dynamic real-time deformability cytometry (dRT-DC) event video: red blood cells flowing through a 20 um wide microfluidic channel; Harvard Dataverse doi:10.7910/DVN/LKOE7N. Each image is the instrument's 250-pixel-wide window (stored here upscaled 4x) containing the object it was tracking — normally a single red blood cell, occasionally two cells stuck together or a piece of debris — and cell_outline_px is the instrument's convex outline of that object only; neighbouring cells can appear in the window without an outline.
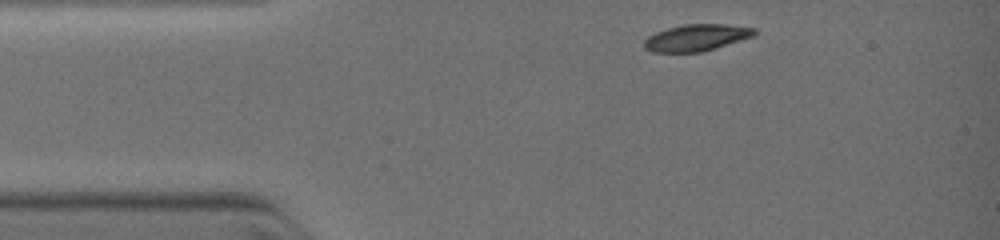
{"species": "common noctule bat (a hibernating species)", "species_latin": "Nyctalus noctula", "temperature_condition": "warm", "stored_images_in_passage": 2, "camera_frame_rate_fps": 3000, "um_per_image_px": 0.085, "animal": {"sex": "female", "body_mass_g": 19.0, "forearm_length_mm": 51.5}, "frame": {"image": 1, "passage_image": 1, "time_ms": 0.0, "image_size_px": [1000, 240], "cell_outline_px": [[756, 32], [752, 36], [716, 48], [700, 52], [652, 52], [644, 48], [644, 40], [648, 36], [656, 32], [668, 28], [684, 24], [724, 24], [756, 28]], "centroid_in_image_um": [59.16, 3.2], "position_along_channel_um": 25.8, "area_um2": 16.99}}